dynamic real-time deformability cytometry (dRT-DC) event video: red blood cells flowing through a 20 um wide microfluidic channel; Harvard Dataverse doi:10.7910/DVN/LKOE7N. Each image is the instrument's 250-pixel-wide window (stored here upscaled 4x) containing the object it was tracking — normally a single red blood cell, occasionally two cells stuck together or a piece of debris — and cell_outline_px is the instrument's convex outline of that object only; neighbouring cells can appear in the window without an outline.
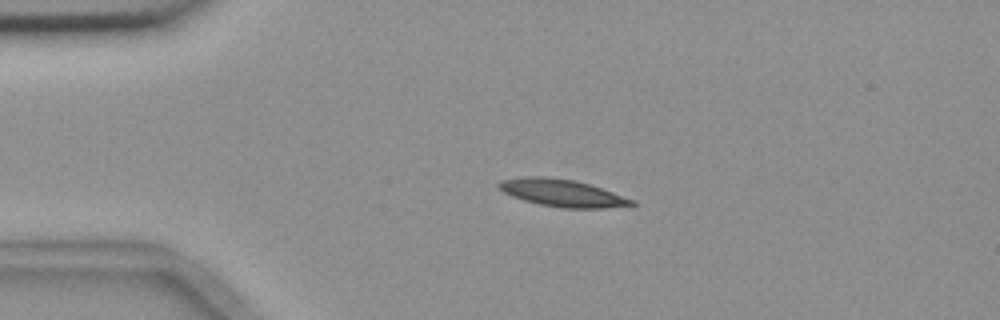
{"species": "common noctule bat (a hibernating species)", "species_latin": "Nyctalus noctula", "temperature_condition": "room temperature", "stored_images_in_passage": 3, "camera_frame_rate_fps": 3000, "um_per_image_px": 0.085, "animal": {"sex": "female", "body_mass_g": 18.4}, "frame": {"image": 1, "passage_image": 3, "time_ms": 2.667, "image_size_px": [1000, 320], "cell_outline_px": [[636, 204], [604, 208], [564, 208], [540, 204], [524, 200], [512, 196], [504, 192], [496, 184], [500, 180], [524, 176], [544, 176], [576, 180], [636, 200]], "centroid_in_image_um": [47.76, 16.39], "position_along_channel_um": 37.2, "area_um2": 20.98}}